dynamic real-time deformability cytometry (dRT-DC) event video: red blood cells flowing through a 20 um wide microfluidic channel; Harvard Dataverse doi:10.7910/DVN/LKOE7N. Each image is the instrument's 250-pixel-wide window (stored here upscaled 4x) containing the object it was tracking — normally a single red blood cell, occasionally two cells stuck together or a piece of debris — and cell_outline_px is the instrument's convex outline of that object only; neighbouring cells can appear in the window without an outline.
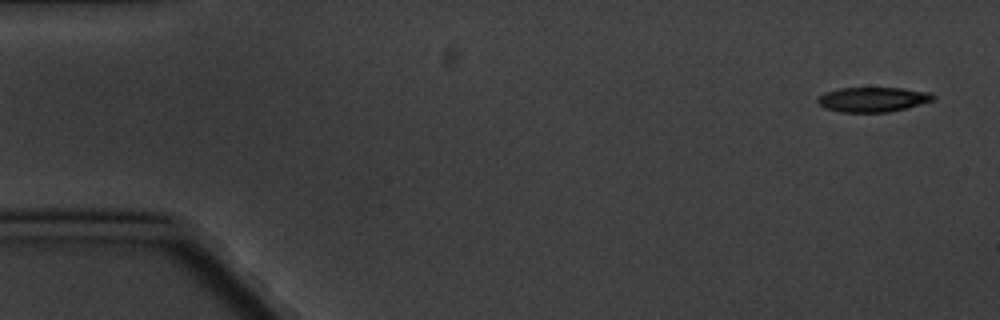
{"species": "common noctule bat (a hibernating species)", "species_latin": "Nyctalus noctula", "temperature_condition": "cold", "stored_images_in_passage": 5, "camera_frame_rate_fps": 3000, "um_per_image_px": 0.085, "animal": {"sex": "male", "body_mass_g": 20.1, "forearm_length_mm": 53.5}, "frame": {"image": 1, "passage_image": 1, "time_ms": 0.0, "image_size_px": [1000, 320], "cell_outline_px": [[936, 96], [932, 100], [904, 108], [888, 112], [840, 112], [824, 108], [816, 100], [824, 92], [840, 88], [900, 88], [932, 92]], "centroid_in_image_um": [74.16, 8.45], "position_along_channel_um": 10.8, "area_um2": 16.53}}
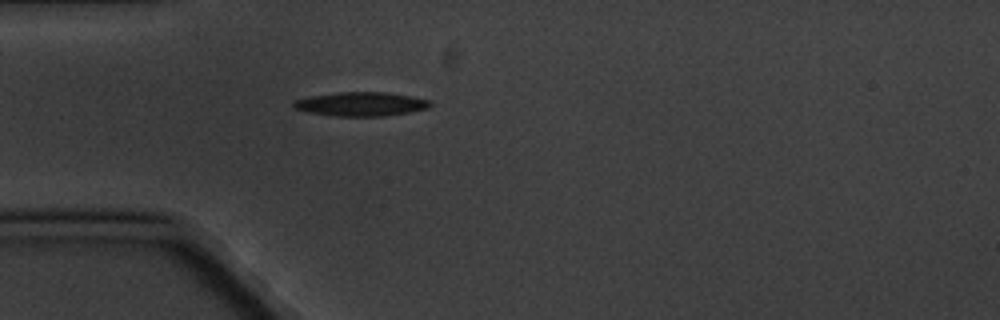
{"frame": {"image": 2, "passage_image": 5, "time_ms": 4.667, "image_size_px": [1000, 320], "cell_outline_px": [[432, 104], [428, 108], [408, 112], [384, 116], [336, 116], [304, 112], [292, 108], [292, 104], [296, 100], [308, 96], [340, 92], [388, 92], [412, 96], [428, 100]], "centroid_in_image_um": [30.63, 8.84], "position_along_channel_um": 54.4, "area_um2": 19.19}}